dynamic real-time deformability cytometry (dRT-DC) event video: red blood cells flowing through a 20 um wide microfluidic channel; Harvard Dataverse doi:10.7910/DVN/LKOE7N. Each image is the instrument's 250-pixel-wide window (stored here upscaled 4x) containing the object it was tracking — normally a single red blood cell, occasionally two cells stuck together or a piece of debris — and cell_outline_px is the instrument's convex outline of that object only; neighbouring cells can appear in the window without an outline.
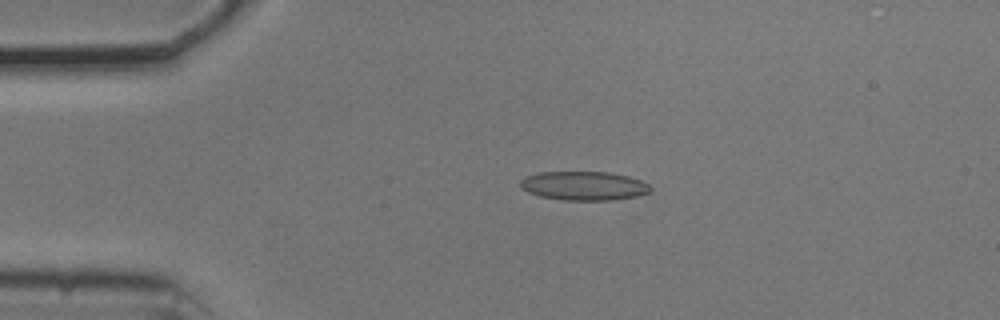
{"species": "common noctule bat (a hibernating species)", "species_latin": "Nyctalus noctula", "temperature_condition": "cold", "stored_images_in_passage": 53, "camera_frame_rate_fps": 3000, "um_per_image_px": 0.085, "animal": {"sex": "male", "body_mass_g": 20.5, "forearm_length_mm": 52.5}, "frame": {"image": 1, "passage_image": 11, "time_ms": 3.333, "image_size_px": [1000, 320], "cell_outline_px": [[652, 192], [636, 196], [612, 200], [564, 200], [540, 196], [528, 192], [520, 188], [520, 180], [524, 176], [540, 172], [608, 172], [628, 176], [640, 180], [648, 184], [652, 188]], "centroid_in_image_um": [49.62, 15.79], "position_along_channel_um": 35.4, "area_um2": 22.02}}
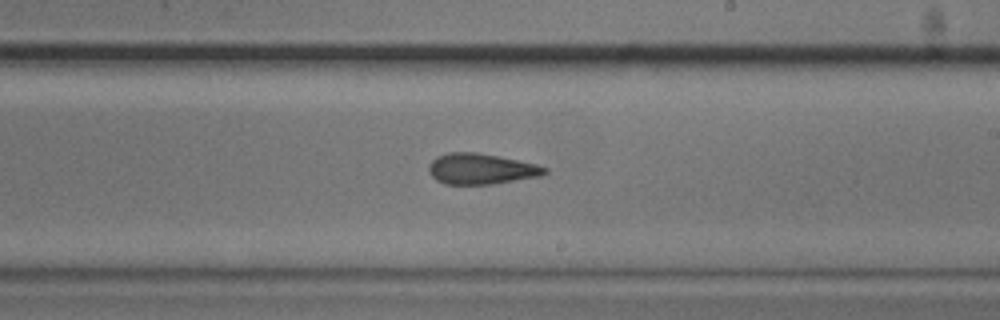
{"frame": {"image": 2, "passage_image": 31, "time_ms": 10.0, "image_size_px": [1000, 320], "cell_outline_px": [[548, 172], [540, 176], [492, 184], [444, 184], [436, 180], [428, 172], [428, 164], [436, 156], [448, 152], [476, 152], [500, 156], [536, 164], [548, 168]], "centroid_in_image_um": [40.86, 14.35], "position_along_channel_um": 248.1, "area_um2": 20.92}}
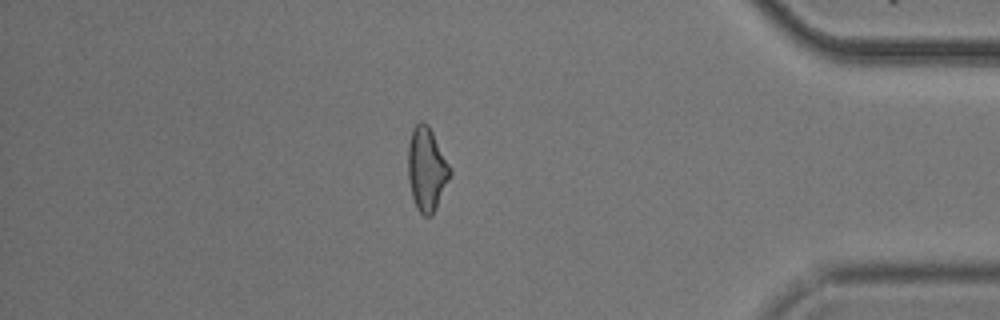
{"frame": {"image": 3, "passage_image": 46, "time_ms": 15.0, "image_size_px": [1000, 320], "cell_outline_px": [[452, 176], [432, 216], [424, 216], [416, 208], [412, 196], [408, 180], [408, 144], [412, 128], [420, 120], [424, 120], [428, 124], [452, 168]], "centroid_in_image_um": [36.28, 14.36], "position_along_channel_um": 398.9, "area_um2": 20.92}, "authors_computed_cell_mechanics": {"area_um2": 20.9236, "velocity_mm_per_s": 3.7181, "shape_relaxation_time_tau1_ms": null, "shape_relaxation_time_tau2_ms": 3.3893, "deformation_change_tau1": null, "deformation_change_tau2": 0.1306}}